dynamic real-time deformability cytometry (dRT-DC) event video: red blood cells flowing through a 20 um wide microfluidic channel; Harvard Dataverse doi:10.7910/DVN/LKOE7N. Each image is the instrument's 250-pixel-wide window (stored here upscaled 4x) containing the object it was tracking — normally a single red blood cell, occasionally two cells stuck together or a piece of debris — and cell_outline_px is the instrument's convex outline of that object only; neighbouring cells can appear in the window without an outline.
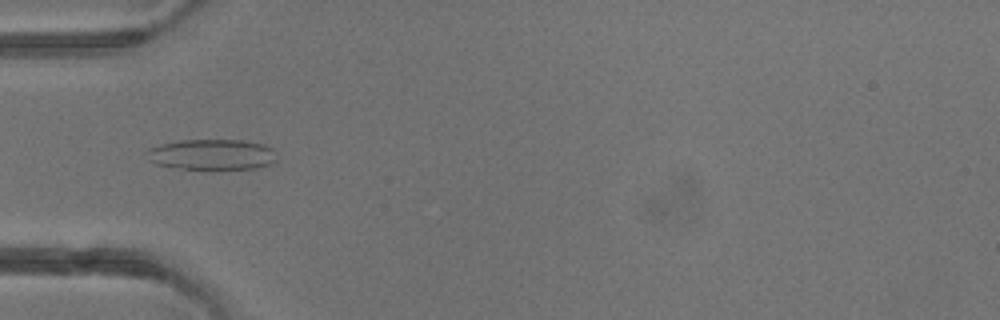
{"species": "common noctule bat (a hibernating species)", "species_latin": "Nyctalus noctula", "temperature_condition": "warm", "stored_images_in_passage": 2, "camera_frame_rate_fps": 3000, "um_per_image_px": 0.085, "animal": {"sex": "male", "body_mass_g": 13.3}, "frame": {"image": 1, "passage_image": 2, "time_ms": 1.0, "image_size_px": [1000, 320], "cell_outline_px": [[276, 160], [272, 164], [256, 168], [184, 168], [156, 164], [148, 160], [144, 152], [148, 148], [160, 144], [180, 140], [244, 140], [264, 144], [272, 148], [276, 152]], "centroid_in_image_um": [18.01, 13.11], "position_along_channel_um": 67.0, "area_um2": 23.18}}